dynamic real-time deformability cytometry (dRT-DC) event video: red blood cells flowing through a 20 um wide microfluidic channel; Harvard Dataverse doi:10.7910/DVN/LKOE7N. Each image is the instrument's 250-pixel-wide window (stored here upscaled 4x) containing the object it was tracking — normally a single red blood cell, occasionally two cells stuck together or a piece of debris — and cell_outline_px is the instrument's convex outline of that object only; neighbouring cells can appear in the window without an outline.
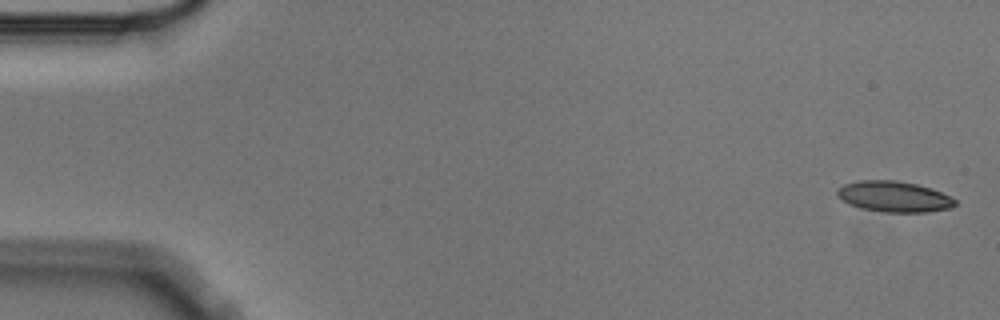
{"species": "Egyptian fruit bat (a non-hibernating species)", "species_latin": "Rousettus aegyptiacus", "temperature_condition": "cold", "stored_images_in_passage": 4, "camera_frame_rate_fps": 3000, "um_per_image_px": 0.085, "animal": {"sex": "male"}, "frame": {"image": 1, "passage_image": 1, "time_ms": 0.0, "image_size_px": [1000, 320], "cell_outline_px": [[956, 204], [952, 208], [928, 212], [884, 212], [860, 208], [848, 204], [836, 192], [844, 184], [860, 180], [896, 180], [916, 184], [932, 188], [956, 200]], "centroid_in_image_um": [76.02, 16.71], "position_along_channel_um": 9.0, "area_um2": 21.04}}